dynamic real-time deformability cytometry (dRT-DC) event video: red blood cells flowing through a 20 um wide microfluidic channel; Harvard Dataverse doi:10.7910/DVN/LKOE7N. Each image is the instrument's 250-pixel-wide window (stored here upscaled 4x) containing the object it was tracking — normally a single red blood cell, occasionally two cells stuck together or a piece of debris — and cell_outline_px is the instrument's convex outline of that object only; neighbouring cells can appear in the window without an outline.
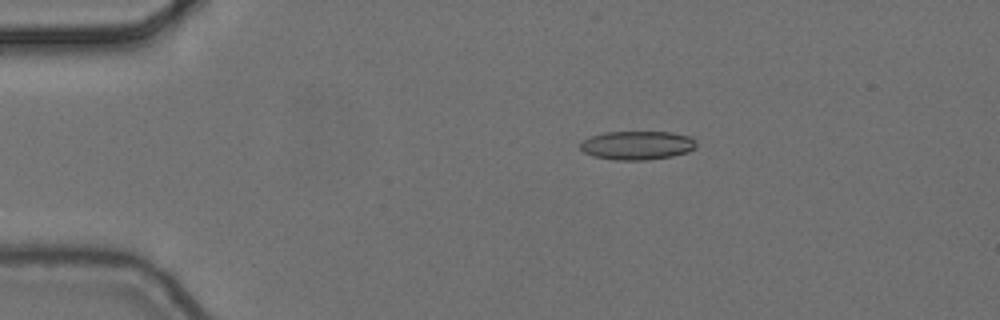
{"species": "common noctule bat (a hibernating species)", "species_latin": "Nyctalus noctula", "temperature_condition": "cold", "stored_images_in_passage": 7, "camera_frame_rate_fps": 3000, "um_per_image_px": 0.085, "animal": {"sex": "female", "body_mass_g": 24.6, "forearm_length_mm": 56.2}, "frame": {"image": 1, "passage_image": 4, "time_ms": 1.0, "image_size_px": [1000, 320], "cell_outline_px": [[696, 148], [688, 152], [672, 156], [644, 160], [616, 160], [592, 156], [584, 152], [580, 148], [580, 144], [584, 140], [592, 136], [604, 132], [672, 132], [688, 136], [696, 140]], "centroid_in_image_um": [54.18, 12.35], "position_along_channel_um": 30.8, "area_um2": 19.42}}